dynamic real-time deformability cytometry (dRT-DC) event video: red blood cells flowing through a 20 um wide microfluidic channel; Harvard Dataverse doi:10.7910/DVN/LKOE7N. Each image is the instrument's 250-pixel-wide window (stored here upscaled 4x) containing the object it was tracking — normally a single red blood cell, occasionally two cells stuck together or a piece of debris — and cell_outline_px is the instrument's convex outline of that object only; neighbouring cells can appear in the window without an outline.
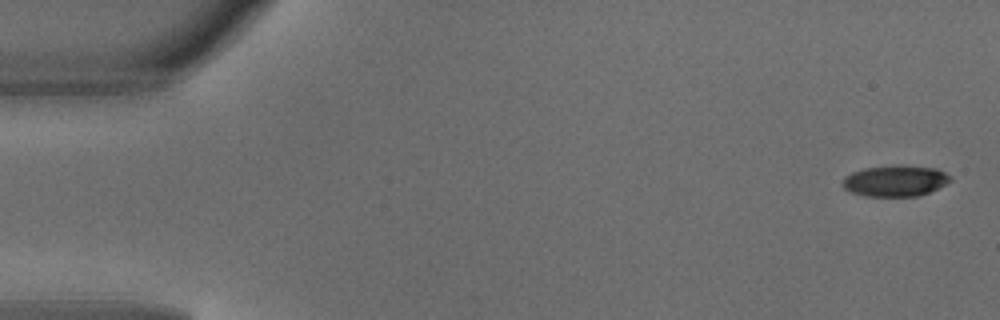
{"species": "common noctule bat (a hibernating species)", "species_latin": "Nyctalus noctula", "temperature_condition": "warm", "stored_images_in_passage": 4, "camera_frame_rate_fps": 3000, "um_per_image_px": 0.085, "animal": {"sex": "male", "body_mass_g": 18.8}, "frame": {"image": 1, "passage_image": 1, "time_ms": 0.0, "image_size_px": [1000, 320], "cell_outline_px": [[952, 180], [928, 192], [916, 196], [864, 196], [848, 192], [840, 184], [844, 176], [852, 172], [864, 168], [892, 164], [896, 164], [936, 168], [952, 176]], "centroid_in_image_um": [76.03, 15.35], "position_along_channel_um": 9.0, "area_um2": 19.83}}
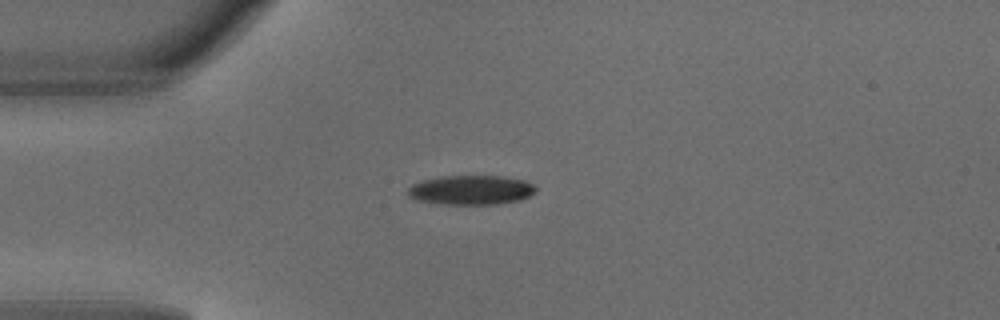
{"frame": {"image": 2, "passage_image": 4, "time_ms": 1.0, "image_size_px": [1000, 320], "cell_outline_px": [[536, 192], [520, 200], [500, 204], [444, 204], [416, 200], [408, 196], [408, 188], [412, 184], [424, 180], [440, 176], [504, 176], [524, 180], [532, 184], [536, 188]], "centroid_in_image_um": [40.04, 16.15], "position_along_channel_um": 45.0, "area_um2": 21.96}}